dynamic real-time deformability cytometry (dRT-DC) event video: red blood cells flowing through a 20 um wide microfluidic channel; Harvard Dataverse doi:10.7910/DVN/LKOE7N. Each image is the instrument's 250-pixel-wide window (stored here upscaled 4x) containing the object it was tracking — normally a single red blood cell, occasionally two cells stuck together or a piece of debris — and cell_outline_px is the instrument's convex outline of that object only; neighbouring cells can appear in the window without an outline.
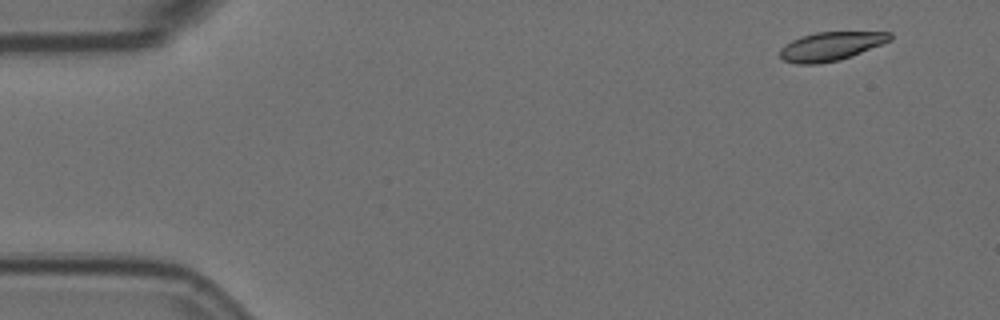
{"species": "Egyptian fruit bat (a non-hibernating species)", "species_latin": "Rousettus aegyptiacus", "temperature_condition": "room temperature", "stored_images_in_passage": 2, "camera_frame_rate_fps": 3000, "um_per_image_px": 0.085, "animal": {"sex": "female"}, "frame": {"image": 1, "passage_image": 2, "time_ms": 0.333, "image_size_px": [1000, 320], "cell_outline_px": [[892, 40], [852, 56], [840, 60], [816, 64], [796, 64], [784, 60], [780, 56], [780, 48], [784, 44], [800, 36], [816, 32], [892, 32]], "centroid_in_image_um": [70.61, 3.93], "position_along_channel_um": 14.4, "area_um2": 18.5}}